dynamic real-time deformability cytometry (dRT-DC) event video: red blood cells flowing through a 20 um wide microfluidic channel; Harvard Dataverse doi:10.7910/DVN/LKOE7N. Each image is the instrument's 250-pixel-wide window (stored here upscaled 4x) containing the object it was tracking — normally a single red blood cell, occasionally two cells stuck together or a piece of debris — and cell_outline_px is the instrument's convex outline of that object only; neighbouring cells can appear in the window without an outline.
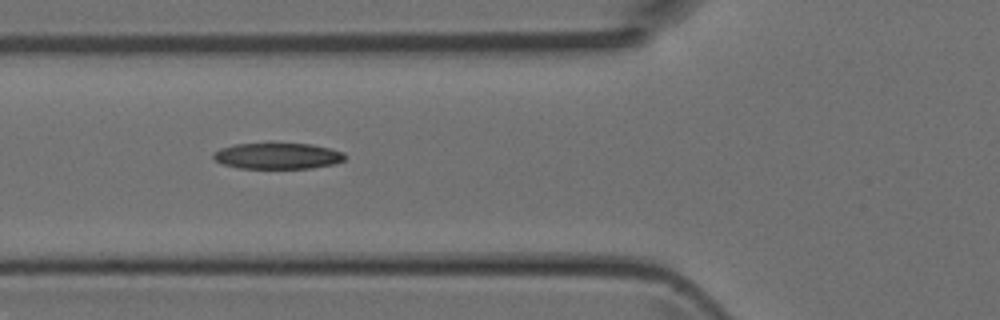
{"species": "Egyptian fruit bat (a non-hibernating species)", "species_latin": "Rousettus aegyptiacus", "temperature_condition": "room temperature", "stored_images_in_passage": 6, "camera_frame_rate_fps": 3000, "um_per_image_px": 0.085, "animal": {"sex": "female"}, "frame": {"image": 1, "passage_image": 5, "time_ms": 1.333, "image_size_px": [1000, 320], "cell_outline_px": [[348, 156], [344, 160], [332, 164], [312, 168], [240, 168], [224, 164], [216, 160], [212, 156], [212, 152], [220, 148], [236, 144], [272, 140], [312, 144], [344, 152]], "centroid_in_image_um": [23.59, 13.2], "position_along_channel_um": 102.2, "area_um2": 20.92}}
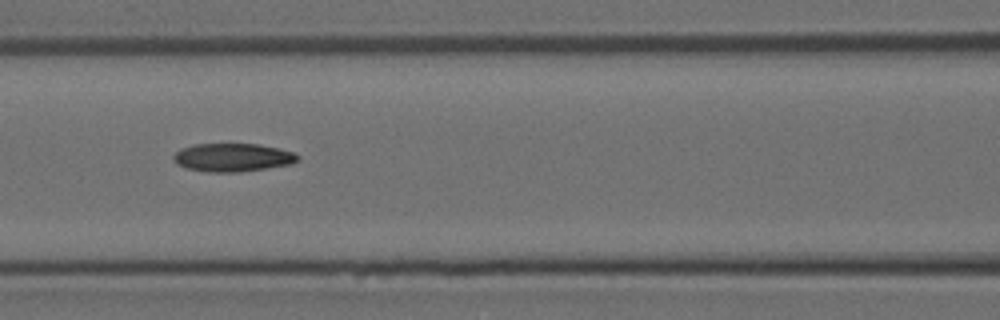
{"frame": {"image": 2, "passage_image": 6, "time_ms": 1.667, "image_size_px": [1000, 320], "cell_outline_px": [[300, 160], [292, 164], [268, 168], [236, 172], [208, 172], [184, 168], [176, 164], [172, 160], [172, 156], [180, 148], [196, 144], [260, 144], [280, 148], [292, 152], [300, 156]], "centroid_in_image_um": [19.77, 13.38], "position_along_channel_um": 146.8, "area_um2": 20.75}}